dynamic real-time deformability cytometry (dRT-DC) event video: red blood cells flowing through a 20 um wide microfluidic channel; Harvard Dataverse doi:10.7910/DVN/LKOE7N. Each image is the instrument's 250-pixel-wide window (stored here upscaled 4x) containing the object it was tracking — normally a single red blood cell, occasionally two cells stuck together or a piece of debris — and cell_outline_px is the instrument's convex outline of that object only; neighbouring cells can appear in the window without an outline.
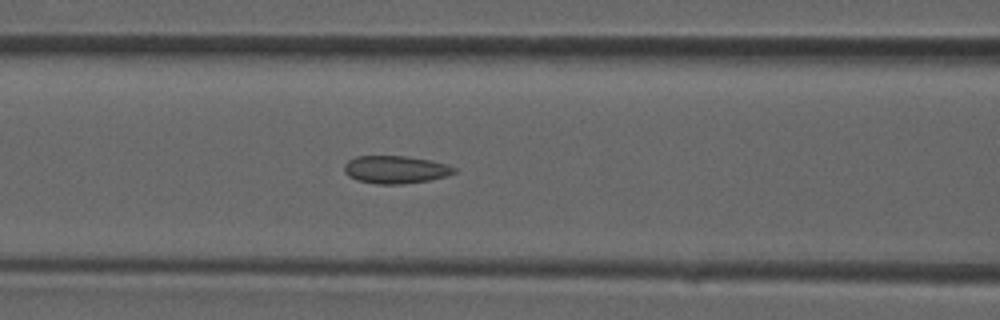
{"species": "common noctule bat (a hibernating species)", "species_latin": "Nyctalus noctula", "temperature_condition": "room temperature", "stored_images_in_passage": 37, "camera_frame_rate_fps": 3000, "um_per_image_px": 0.085, "animal": {"sex": "male", "forearm_length_mm": 52.5}, "frame": {"image": 1, "passage_image": 15, "time_ms": 4.667, "image_size_px": [1000, 320], "cell_outline_px": [[456, 172], [444, 176], [428, 180], [400, 184], [376, 184], [356, 180], [348, 176], [344, 172], [344, 164], [348, 160], [356, 156], [408, 156], [432, 160], [448, 164], [456, 168]], "centroid_in_image_um": [33.59, 14.4], "position_along_channel_um": 133.0, "area_um2": 17.86}}
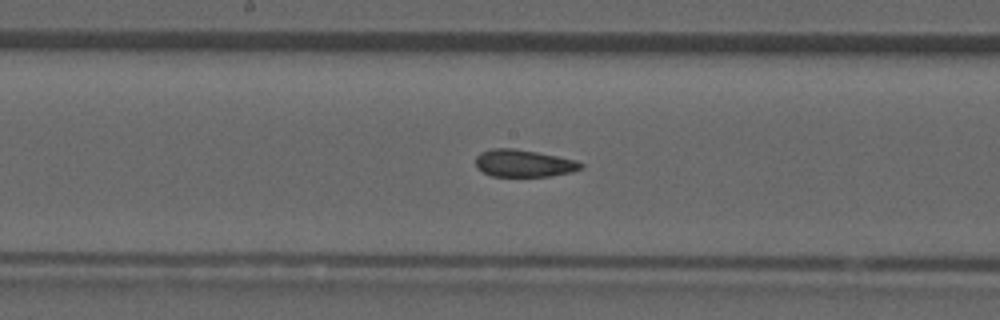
{"frame": {"image": 2, "passage_image": 19, "time_ms": 6.0, "image_size_px": [1000, 320], "cell_outline_px": [[584, 168], [572, 172], [548, 176], [492, 176], [476, 168], [476, 156], [480, 152], [492, 148], [512, 148], [536, 152], [576, 160], [584, 164]], "centroid_in_image_um": [44.51, 13.88], "position_along_channel_um": 203.7, "area_um2": 16.7}}
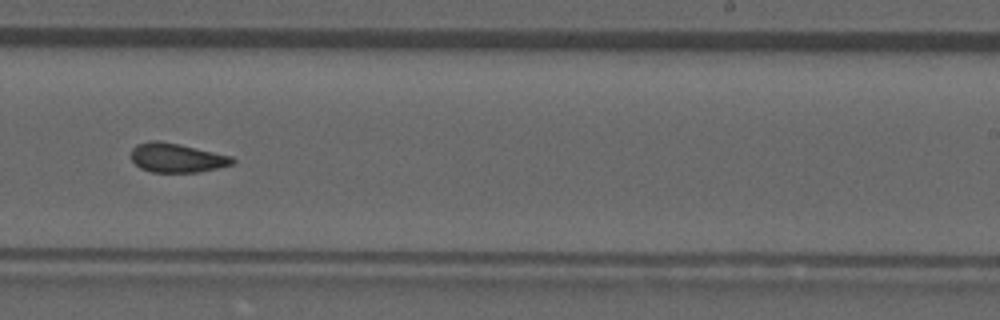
{"frame": {"image": 3, "passage_image": 23, "time_ms": 7.333, "image_size_px": [1000, 320], "cell_outline_px": [[236, 160], [232, 164], [200, 172], [152, 172], [140, 168], [132, 160], [132, 148], [136, 144], [152, 140], [160, 140], [180, 144], [232, 156]], "centroid_in_image_um": [15.02, 13.4], "position_along_channel_um": 274.0, "area_um2": 17.22}}